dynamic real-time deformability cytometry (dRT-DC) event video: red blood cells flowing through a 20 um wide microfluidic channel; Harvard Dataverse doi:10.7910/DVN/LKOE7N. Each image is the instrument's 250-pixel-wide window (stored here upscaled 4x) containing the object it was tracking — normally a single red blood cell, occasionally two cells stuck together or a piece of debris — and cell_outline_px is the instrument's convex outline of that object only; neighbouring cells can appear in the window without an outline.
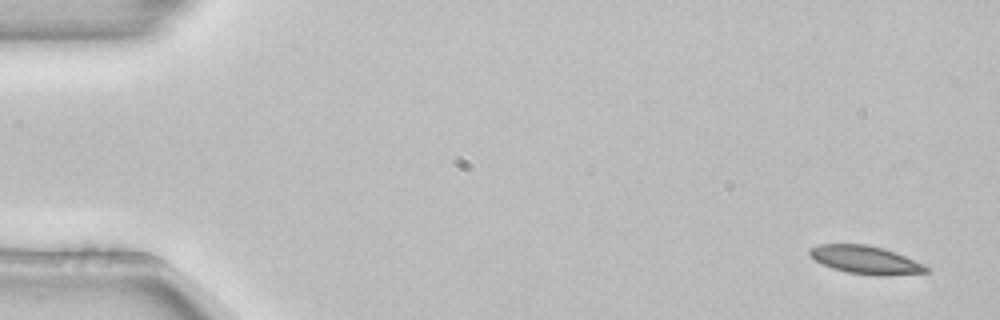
{"species": "common noctule bat (a hibernating species)", "species_latin": "Nyctalus noctula", "temperature_condition": "room temperature", "stored_images_in_passage": 7, "camera_frame_rate_fps": 3000, "um_per_image_px": 0.085, "animal": {"sex": "female", "body_mass_g": 22.7, "forearm_length_mm": 54.2}, "frame": {"image": 1, "passage_image": 1, "time_ms": 0.0, "image_size_px": [1000, 320], "cell_outline_px": [[932, 268], [928, 272], [888, 276], [872, 276], [848, 272], [832, 268], [816, 260], [808, 252], [808, 248], [820, 244], [868, 244], [884, 248], [896, 252], [924, 264]], "centroid_in_image_um": [73.63, 22.09], "position_along_channel_um": 11.4, "area_um2": 19.31}}
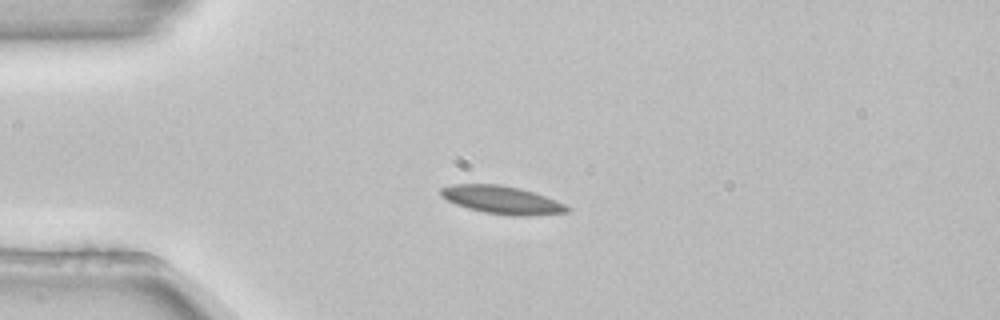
{"frame": {"image": 2, "passage_image": 4, "time_ms": 1.0, "image_size_px": [1000, 320], "cell_outline_px": [[572, 208], [568, 212], [528, 216], [512, 216], [484, 212], [468, 208], [456, 204], [440, 196], [440, 188], [452, 184], [500, 184], [520, 188], [544, 196], [564, 204]], "centroid_in_image_um": [42.65, 16.99], "position_along_channel_um": 42.4, "area_um2": 20.52}}